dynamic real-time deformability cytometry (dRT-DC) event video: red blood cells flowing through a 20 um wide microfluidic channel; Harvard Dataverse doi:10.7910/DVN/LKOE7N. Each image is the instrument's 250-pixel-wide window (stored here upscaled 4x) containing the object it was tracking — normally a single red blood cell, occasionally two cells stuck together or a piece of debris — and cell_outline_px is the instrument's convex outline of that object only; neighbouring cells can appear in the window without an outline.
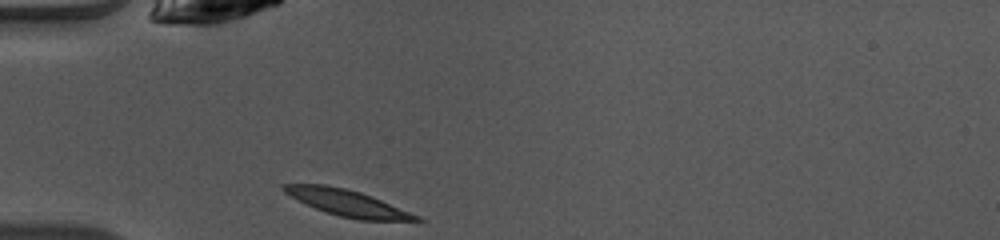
{"species": "common noctule bat (a hibernating species)", "species_latin": "Nyctalus noctula", "temperature_condition": "warm", "stored_images_in_passage": 36, "camera_frame_rate_fps": 3000, "um_per_image_px": 0.085, "animal": {"sex": "female", "body_mass_g": 10.0, "forearm_length_mm": 53.1}, "frame": {"image": 1, "passage_image": 1, "time_ms": 0.0, "image_size_px": [1000, 240], "cell_outline_px": [[424, 220], [360, 220], [340, 216], [316, 208], [284, 192], [280, 188], [280, 184], [324, 184], [344, 188], [360, 192], [372, 196], [420, 216]], "centroid_in_image_um": [29.52, 17.23], "position_along_channel_um": 55.5, "area_um2": 19.83}}
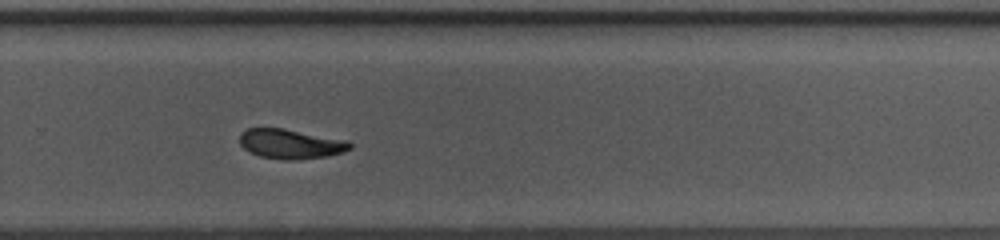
{"frame": {"image": 2, "passage_image": 20, "time_ms": 6.333, "image_size_px": [1000, 240], "cell_outline_px": [[352, 148], [344, 152], [328, 156], [292, 160], [288, 160], [260, 156], [248, 152], [240, 144], [240, 132], [248, 128], [284, 128], [348, 140], [352, 144]], "centroid_in_image_um": [24.72, 12.22], "position_along_channel_um": 305.1, "area_um2": 19.19}}
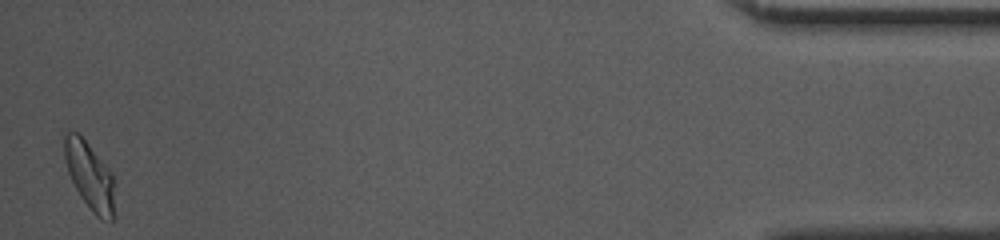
{"frame": {"image": 3, "passage_image": 35, "time_ms": 11.333, "image_size_px": [1000, 240], "cell_outline_px": [[112, 220], [100, 220], [92, 212], [80, 196], [68, 172], [64, 160], [64, 132], [76, 132], [88, 144], [112, 172]], "centroid_in_image_um": [7.57, 14.92], "position_along_channel_um": 427.6, "area_um2": 19.19}, "authors_computed_cell_mechanics": {"area_um2": 19.3052, "velocity_mm_per_s": 4.0676, "shape_relaxation_time_tau1_ms": 2.7723, "shape_relaxation_time_tau2_ms": 2.6385, "deformation_change_tau1": 0.1252, "deformation_change_tau2": 0.0406}}